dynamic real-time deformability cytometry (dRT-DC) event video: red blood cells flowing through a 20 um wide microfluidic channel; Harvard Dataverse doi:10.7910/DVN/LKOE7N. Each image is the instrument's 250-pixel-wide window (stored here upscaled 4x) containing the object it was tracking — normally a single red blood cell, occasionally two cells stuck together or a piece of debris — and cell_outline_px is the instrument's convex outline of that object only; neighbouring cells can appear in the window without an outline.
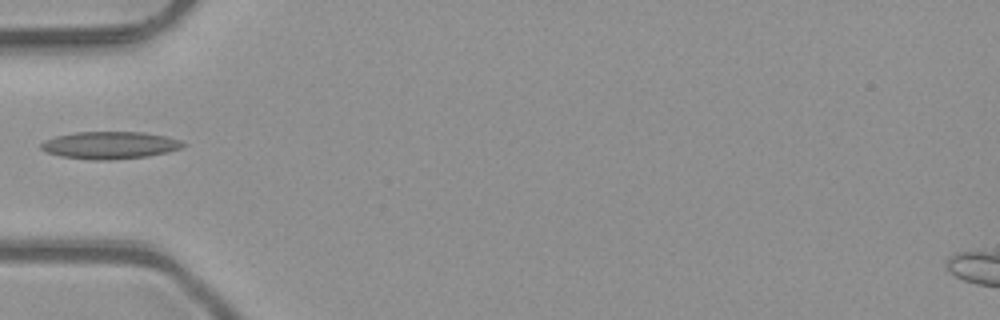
{"species": "common noctule bat (a hibernating species)", "species_latin": "Nyctalus noctula", "temperature_condition": "room temperature", "stored_images_in_passage": 12, "camera_frame_rate_fps": 3000, "um_per_image_px": 0.085, "animal": {"sex": "male", "body_mass_g": 23.1, "forearm_length_mm": 52.7}, "frame": {"image": 1, "passage_image": 1, "time_ms": 0.0, "image_size_px": [1000, 320], "cell_outline_px": [[188, 144], [180, 148], [168, 152], [148, 156], [112, 160], [92, 160], [60, 156], [48, 152], [40, 148], [40, 144], [44, 140], [56, 136], [76, 132], [144, 132], [164, 136], [180, 140]], "centroid_in_image_um": [9.34, 12.34], "position_along_channel_um": 75.7, "area_um2": 22.66}}